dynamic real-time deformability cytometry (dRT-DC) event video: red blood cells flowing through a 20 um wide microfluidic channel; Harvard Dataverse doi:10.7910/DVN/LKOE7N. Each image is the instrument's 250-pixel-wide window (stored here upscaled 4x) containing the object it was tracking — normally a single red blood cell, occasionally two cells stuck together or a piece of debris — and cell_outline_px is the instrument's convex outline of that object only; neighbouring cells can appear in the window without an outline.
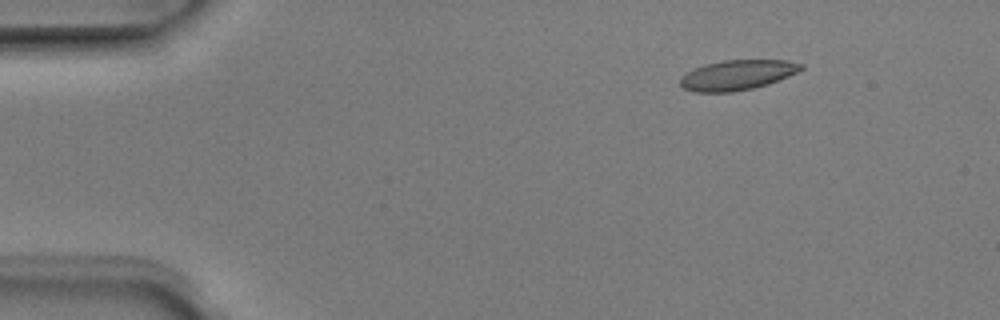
{"species": "Egyptian fruit bat (a non-hibernating species)", "species_latin": "Rousettus aegyptiacus", "temperature_condition": "room temperature", "stored_images_in_passage": 6, "camera_frame_rate_fps": 3000, "um_per_image_px": 0.085, "animal": {"sex": "male"}, "frame": {"image": 1, "passage_image": 2, "time_ms": 0.333, "image_size_px": [1000, 320], "cell_outline_px": [[804, 68], [788, 76], [768, 84], [752, 88], [732, 92], [692, 92], [684, 88], [680, 84], [680, 76], [704, 64], [724, 60], [784, 60], [804, 64]], "centroid_in_image_um": [62.65, 6.37], "position_along_channel_um": 22.3, "area_um2": 21.04}}
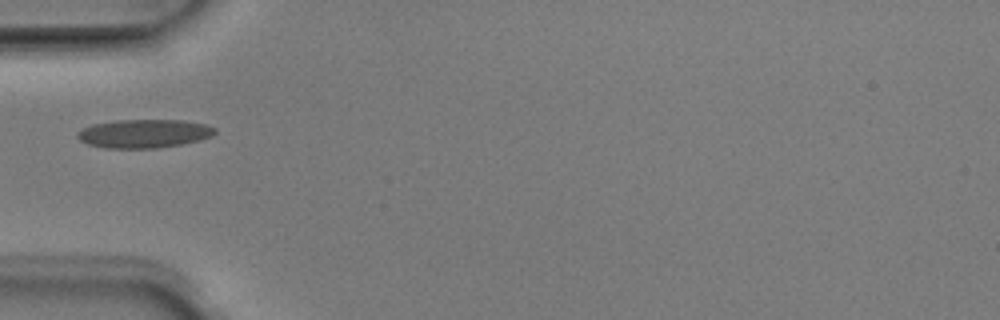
{"frame": {"image": 2, "passage_image": 5, "time_ms": 1.333, "image_size_px": [1000, 320], "cell_outline_px": [[216, 132], [212, 136], [180, 144], [156, 148], [104, 148], [88, 144], [80, 140], [76, 136], [76, 132], [92, 124], [116, 120], [184, 120], [204, 124], [216, 128]], "centroid_in_image_um": [12.21, 11.35], "position_along_channel_um": 72.8, "area_um2": 22.77}}
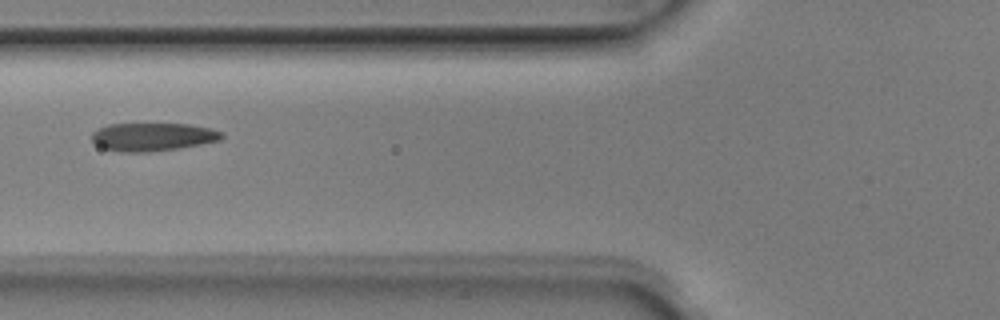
{"frame": {"image": 3, "passage_image": 6, "time_ms": 1.667, "image_size_px": [1000, 320], "cell_outline_px": [[224, 136], [220, 140], [180, 148], [148, 152], [120, 152], [104, 148], [96, 144], [92, 140], [92, 132], [108, 124], [188, 124], [212, 128], [224, 132]], "centroid_in_image_um": [13.01, 11.63], "position_along_channel_um": 112.8, "area_um2": 21.33}}